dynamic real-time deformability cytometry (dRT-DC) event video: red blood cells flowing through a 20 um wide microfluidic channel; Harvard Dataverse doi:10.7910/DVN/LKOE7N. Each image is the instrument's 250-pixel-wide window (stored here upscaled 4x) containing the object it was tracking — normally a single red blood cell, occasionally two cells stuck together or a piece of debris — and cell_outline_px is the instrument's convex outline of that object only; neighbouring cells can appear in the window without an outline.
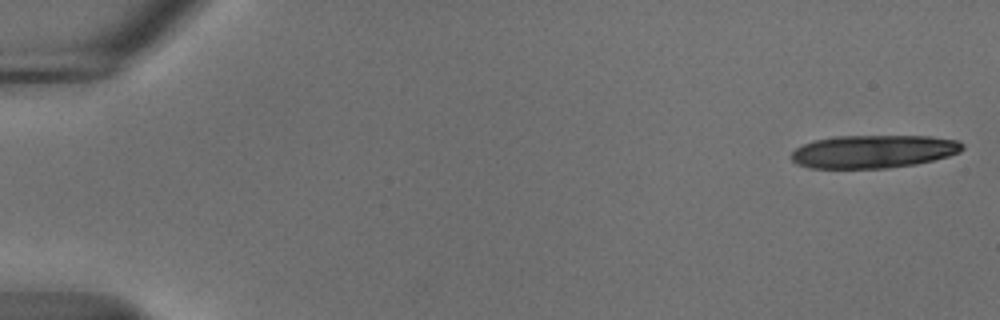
{"species": "common noctule bat (a hibernating species)", "species_latin": "Nyctalus noctula", "temperature_condition": "cold", "stored_images_in_passage": 10, "camera_frame_rate_fps": 3000, "um_per_image_px": 0.085, "animal": {"sex": "male", "body_mass_g": 18.8}, "frame": {"image": 1, "passage_image": 1, "time_ms": 0.0, "image_size_px": [1000, 320], "cell_outline_px": [[964, 148], [960, 152], [948, 156], [916, 164], [888, 168], [808, 168], [796, 164], [788, 156], [796, 148], [804, 144], [816, 140], [836, 136], [928, 136], [960, 140], [964, 144]], "centroid_in_image_um": [74.24, 12.88], "position_along_channel_um": 10.8, "area_um2": 33.12}}